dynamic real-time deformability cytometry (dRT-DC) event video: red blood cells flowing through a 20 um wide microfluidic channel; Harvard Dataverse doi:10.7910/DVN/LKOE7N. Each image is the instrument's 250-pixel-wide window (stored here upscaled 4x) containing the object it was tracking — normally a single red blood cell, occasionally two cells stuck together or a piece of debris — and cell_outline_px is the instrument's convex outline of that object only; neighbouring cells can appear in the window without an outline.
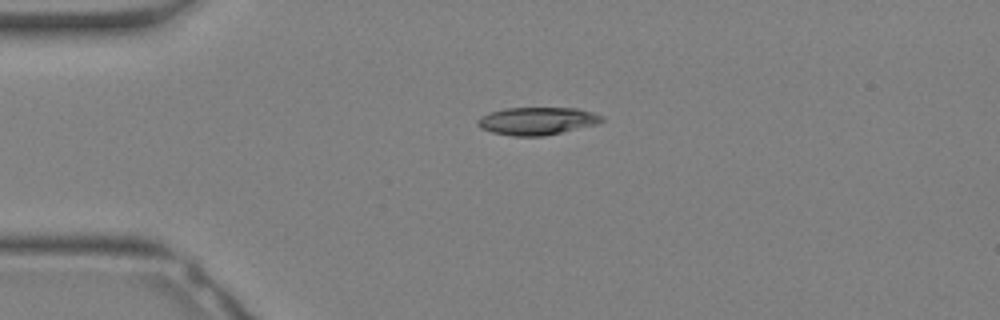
{"species": "Egyptian fruit bat (a non-hibernating species)", "species_latin": "Rousettus aegyptiacus", "temperature_condition": "warm", "stored_images_in_passage": 15, "camera_frame_rate_fps": 3000, "um_per_image_px": 0.085, "animal": {"sex": "female"}, "frame": {"image": 1, "passage_image": 1, "time_ms": 0.0, "image_size_px": [1000, 320], "cell_outline_px": [[604, 120], [596, 124], [544, 136], [512, 136], [492, 132], [480, 128], [476, 124], [476, 120], [480, 116], [488, 112], [504, 108], [576, 108], [592, 112], [604, 116]], "centroid_in_image_um": [45.6, 10.28], "position_along_channel_um": 39.4, "area_um2": 20.11}}
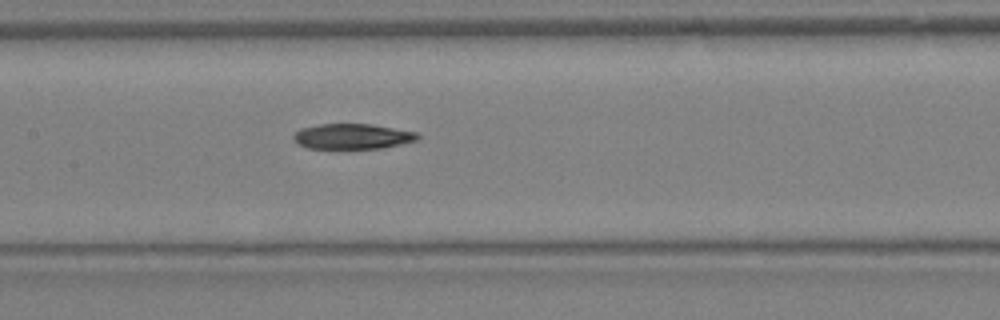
{"frame": {"image": 2, "passage_image": 9, "time_ms": 2.667, "image_size_px": [1000, 320], "cell_outline_px": [[420, 136], [416, 140], [384, 148], [308, 148], [300, 144], [292, 136], [300, 128], [320, 124], [372, 124], [416, 132]], "centroid_in_image_um": [29.97, 11.58], "position_along_channel_um": 177.4, "area_um2": 18.09}}
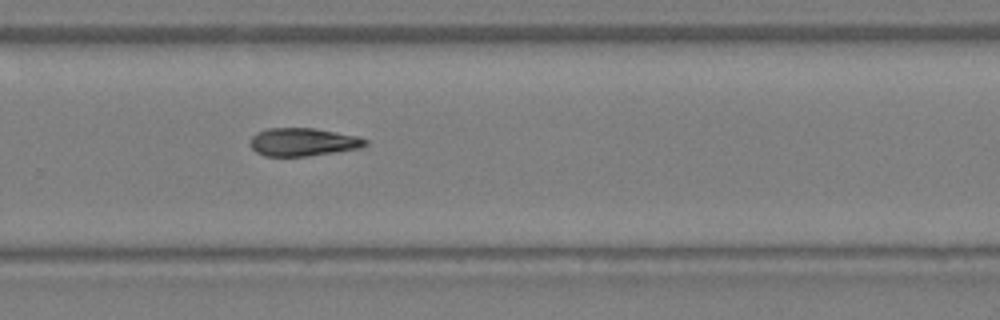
{"frame": {"image": 3, "passage_image": 15, "time_ms": 4.667, "image_size_px": [1000, 320], "cell_outline_px": [[368, 144], [360, 148], [336, 152], [308, 156], [264, 156], [256, 152], [252, 148], [252, 136], [256, 132], [268, 128], [312, 128], [356, 136], [368, 140]], "centroid_in_image_um": [25.76, 12.08], "position_along_channel_um": 304.0, "area_um2": 18.67}}